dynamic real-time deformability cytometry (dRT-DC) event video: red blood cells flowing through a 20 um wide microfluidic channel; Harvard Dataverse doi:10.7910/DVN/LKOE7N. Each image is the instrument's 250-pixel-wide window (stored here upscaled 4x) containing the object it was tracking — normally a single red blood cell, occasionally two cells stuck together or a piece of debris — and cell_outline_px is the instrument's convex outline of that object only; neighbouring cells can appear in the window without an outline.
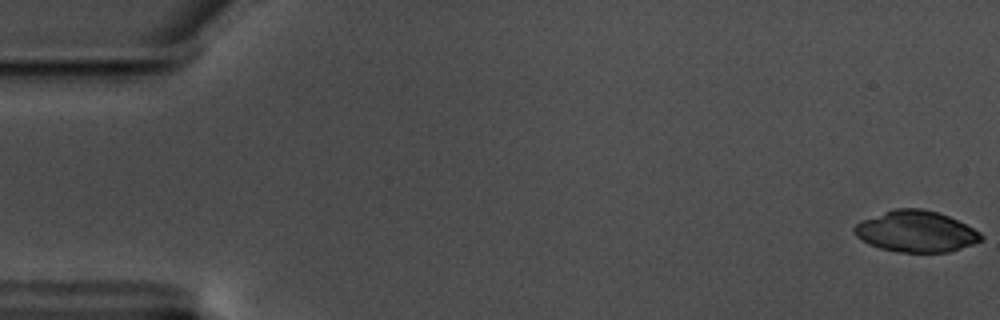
{"species": "common noctule bat (a hibernating species)", "species_latin": "Nyctalus noctula", "temperature_condition": "warm", "stored_images_in_passage": 59, "camera_frame_rate_fps": 3000, "um_per_image_px": 0.085, "animal": {"sex": "male", "body_mass_g": 17.5, "forearm_length_mm": 52.3}, "frame": {"image": 1, "passage_image": 1, "time_ms": 0.0, "image_size_px": [1000, 320], "cell_outline_px": [[984, 240], [948, 252], [900, 252], [880, 248], [868, 244], [856, 236], [852, 228], [860, 220], [892, 208], [924, 208], [948, 216], [980, 232], [984, 236]], "centroid_in_image_um": [77.82, 19.66], "position_along_channel_um": 7.2, "area_um2": 30.52}}
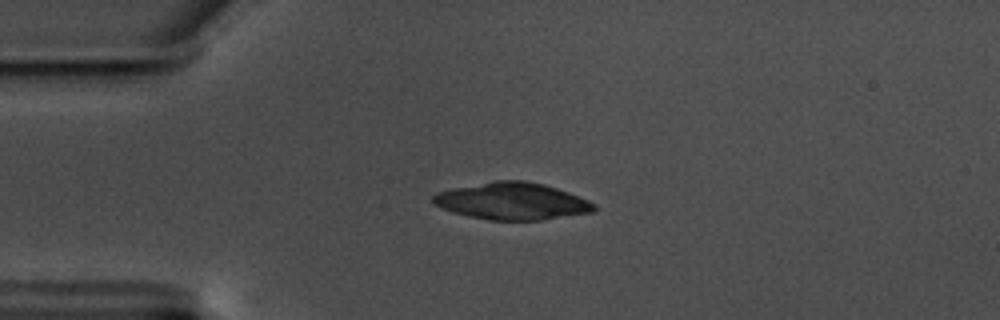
{"frame": {"image": 2, "passage_image": 15, "time_ms": 4.667, "image_size_px": [1000, 320], "cell_outline_px": [[596, 208], [592, 212], [540, 220], [488, 220], [468, 216], [452, 212], [436, 204], [432, 200], [432, 196], [440, 192], [452, 188], [496, 180], [524, 180], [544, 184], [568, 192], [588, 200], [596, 204]], "centroid_in_image_um": [43.54, 17.1], "position_along_channel_um": 41.5, "area_um2": 34.51}}
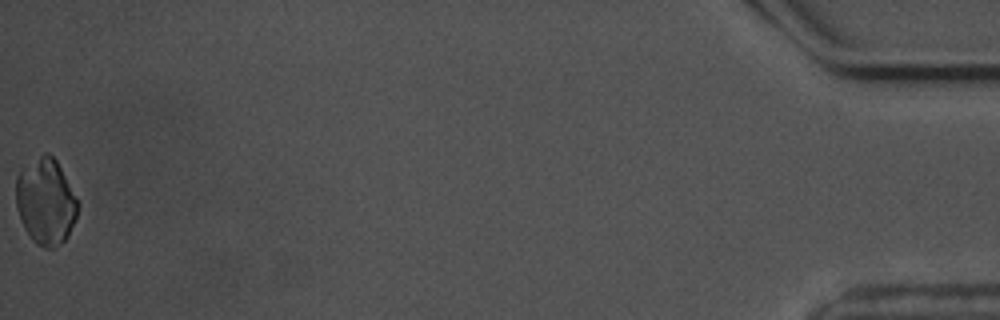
{"frame": {"image": 3, "passage_image": 59, "time_ms": 19.333, "image_size_px": [1000, 320], "cell_outline_px": [[80, 204], [76, 216], [68, 236], [56, 248], [44, 248], [36, 244], [32, 240], [24, 228], [20, 220], [16, 208], [16, 176], [20, 168], [44, 152], [48, 152], [56, 160]], "centroid_in_image_um": [3.86, 17.13], "position_along_channel_um": 431.3, "area_um2": 31.33}}